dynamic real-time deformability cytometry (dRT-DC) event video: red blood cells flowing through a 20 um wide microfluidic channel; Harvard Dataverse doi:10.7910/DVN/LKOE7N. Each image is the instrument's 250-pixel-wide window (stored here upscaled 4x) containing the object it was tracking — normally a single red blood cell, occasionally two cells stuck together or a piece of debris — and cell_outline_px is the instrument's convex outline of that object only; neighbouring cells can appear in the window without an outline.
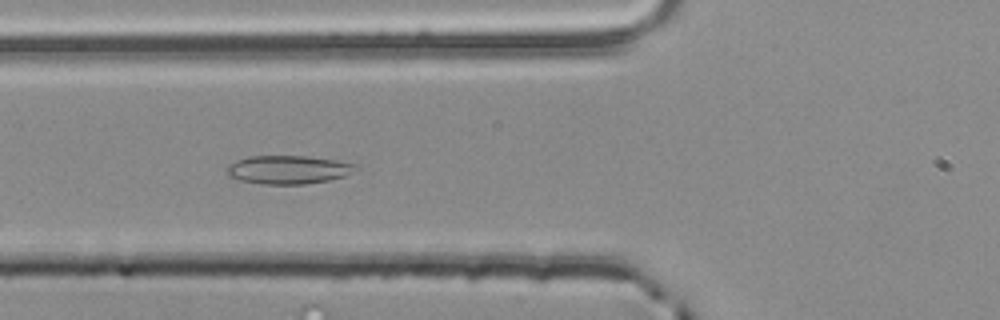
{"species": "common noctule bat (a hibernating species)", "species_latin": "Nyctalus noctula", "temperature_condition": "room temperature", "stored_images_in_passage": 46, "camera_frame_rate_fps": 3000, "um_per_image_px": 0.085, "animal": {"sex": "male", "body_mass_g": 20.4}, "frame": {"image": 1, "passage_image": 20, "time_ms": 6.333, "image_size_px": [1000, 320], "cell_outline_px": [[360, 168], [344, 176], [328, 180], [304, 184], [260, 184], [240, 180], [228, 176], [228, 168], [236, 160], [248, 156], [308, 156], [336, 160], [360, 164]], "centroid_in_image_um": [24.56, 14.41], "position_along_channel_um": 101.2, "area_um2": 21.39}}
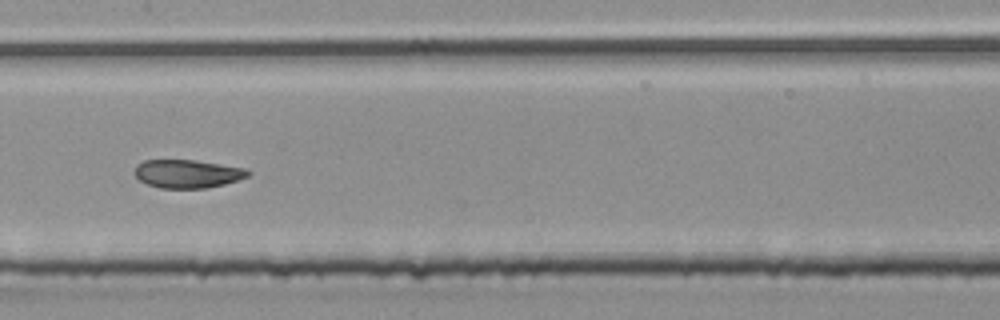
{"frame": {"image": 2, "passage_image": 27, "time_ms": 8.667, "image_size_px": [1000, 320], "cell_outline_px": [[252, 172], [248, 176], [240, 180], [208, 188], [160, 188], [148, 184], [140, 180], [136, 176], [136, 164], [144, 160], [192, 160], [244, 168]], "centroid_in_image_um": [15.95, 14.77], "position_along_channel_um": 191.4, "area_um2": 18.55}}
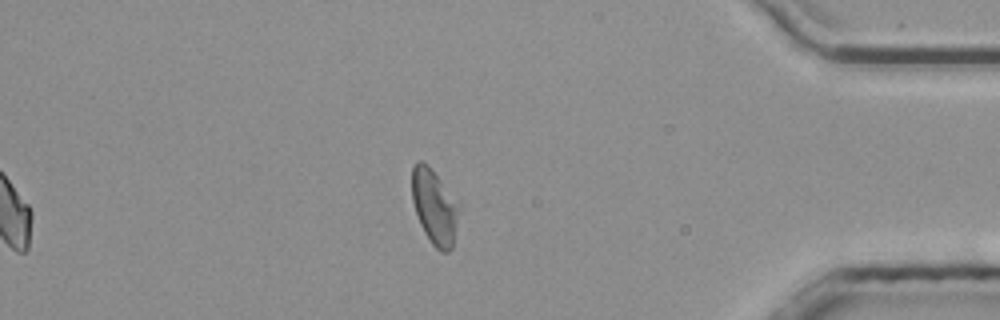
{"frame": {"image": 3, "passage_image": 46, "time_ms": 15.0, "image_size_px": [1000, 320], "cell_outline_px": [[460, 208], [452, 248], [448, 252], [444, 252], [436, 248], [432, 244], [424, 232], [420, 224], [412, 200], [412, 168], [416, 160], [420, 160], [440, 180]], "centroid_in_image_um": [36.91, 17.63], "position_along_channel_um": 398.3, "area_um2": 19.88}, "authors_computed_cell_mechanics": {"area_um2": 20.2878, "velocity_mm_per_s": 3.8437, "shape_relaxation_time_tau1_ms": 8.7928, "shape_relaxation_time_tau2_ms": 0.9628, "deformation_change_tau1": 0.1855, "deformation_change_tau2": 0.0681}}